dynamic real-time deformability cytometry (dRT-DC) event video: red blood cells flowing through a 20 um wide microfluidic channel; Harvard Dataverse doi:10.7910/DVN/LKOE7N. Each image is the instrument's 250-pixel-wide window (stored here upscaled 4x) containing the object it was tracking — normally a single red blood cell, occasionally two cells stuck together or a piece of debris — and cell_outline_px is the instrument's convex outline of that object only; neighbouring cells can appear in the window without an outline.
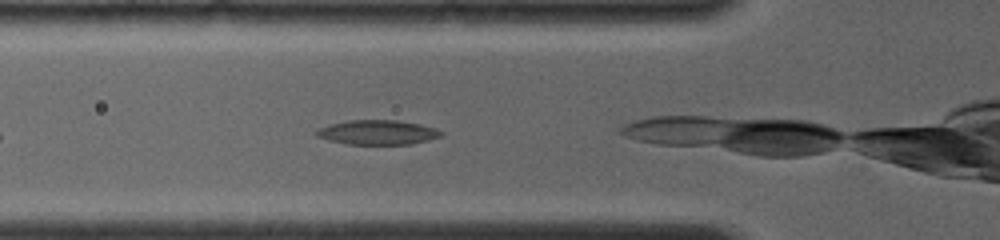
{"species": "common noctule bat (a hibernating species)", "species_latin": "Nyctalus noctula", "temperature_condition": "room temperature", "stored_images_in_passage": 23, "camera_frame_rate_fps": 4000, "um_per_image_px": 0.085, "animal": {"sex": "female", "body_mass_g": 19.0, "forearm_length_mm": 56.7}, "frame": {"image": 1, "passage_image": 4, "time_ms": 0.75, "image_size_px": [1000, 240], "cell_outline_px": [[444, 132], [440, 136], [428, 140], [412, 144], [348, 144], [328, 140], [316, 136], [316, 132], [320, 128], [328, 124], [348, 120], [396, 120], [420, 124], [436, 128]], "centroid_in_image_um": [32.1, 11.25], "position_along_channel_um": 93.7, "area_um2": 17.8}}
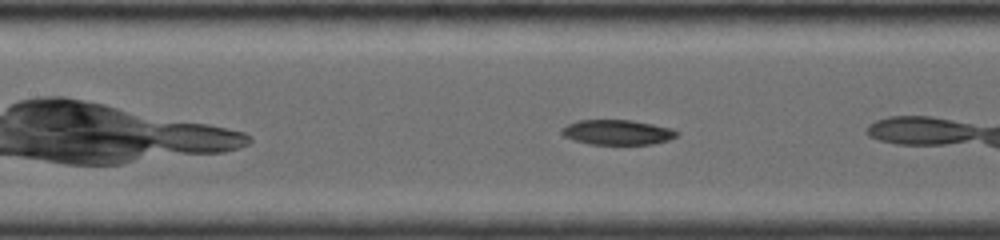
{"frame": {"image": 2, "passage_image": 10, "time_ms": 2.25, "image_size_px": [1000, 240], "cell_outline_px": [[680, 132], [676, 136], [668, 140], [652, 144], [588, 144], [564, 136], [560, 132], [560, 128], [576, 120], [632, 120], [672, 128]], "centroid_in_image_um": [52.46, 11.24], "position_along_channel_um": 154.9, "area_um2": 16.76}}
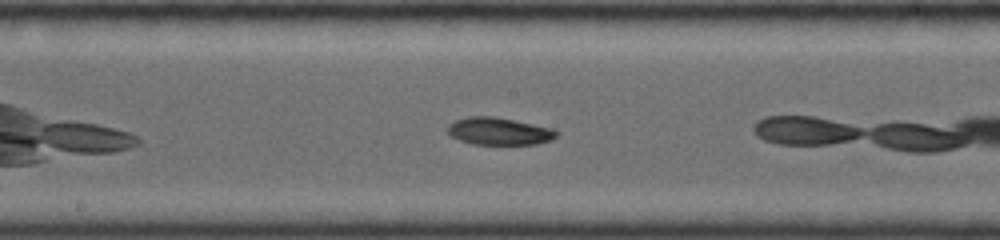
{"frame": {"image": 3, "passage_image": 16, "time_ms": 3.5, "image_size_px": [1000, 240], "cell_outline_px": [[560, 132], [552, 140], [536, 144], [472, 144], [460, 140], [452, 136], [448, 132], [448, 124], [456, 120], [468, 116], [492, 116], [552, 128]], "centroid_in_image_um": [42.43, 11.16], "position_along_channel_um": 205.8, "area_um2": 17.22}}